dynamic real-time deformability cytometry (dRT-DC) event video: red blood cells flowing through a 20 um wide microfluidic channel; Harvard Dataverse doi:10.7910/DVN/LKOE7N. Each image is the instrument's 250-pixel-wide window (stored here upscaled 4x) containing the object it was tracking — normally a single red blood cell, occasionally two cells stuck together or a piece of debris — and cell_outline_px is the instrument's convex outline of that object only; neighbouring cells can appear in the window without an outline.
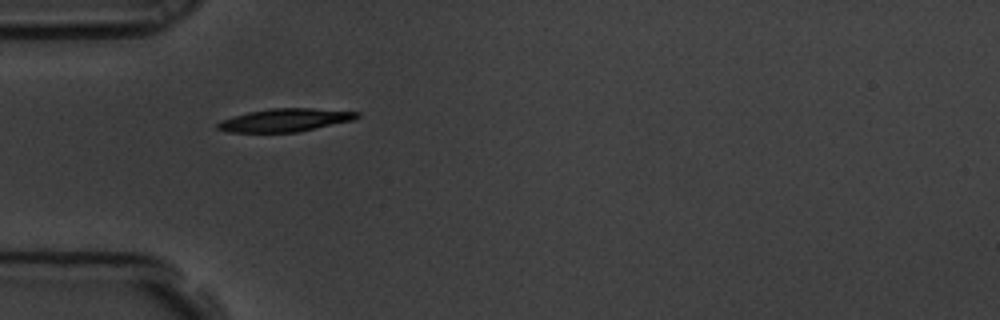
{"species": "common noctule bat (a hibernating species)", "species_latin": "Nyctalus noctula", "temperature_condition": "room temperature", "stored_images_in_passage": 3, "camera_frame_rate_fps": 3000, "um_per_image_px": 0.085, "animal": {"sex": "male", "body_mass_g": 19.5, "forearm_length_mm": 54.6}, "frame": {"image": 1, "passage_image": 1, "time_ms": 0.0, "image_size_px": [1000, 320], "cell_outline_px": [[360, 116], [352, 120], [300, 132], [228, 132], [216, 128], [216, 124], [220, 120], [232, 116], [248, 112], [272, 108], [312, 108], [360, 112]], "centroid_in_image_um": [24.21, 10.21], "position_along_channel_um": 60.8, "area_um2": 18.73}}
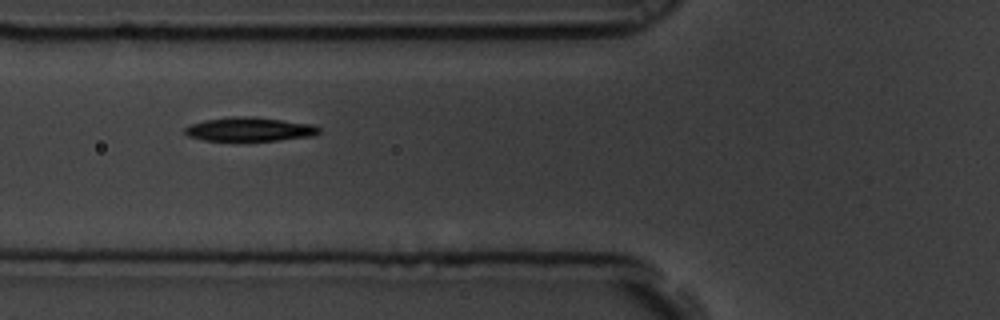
{"frame": {"image": 2, "passage_image": 2, "time_ms": 0.333, "image_size_px": [1000, 320], "cell_outline_px": [[320, 132], [316, 136], [280, 140], [204, 140], [188, 136], [184, 132], [184, 128], [192, 124], [204, 120], [236, 116], [252, 116], [284, 120], [312, 124], [320, 128]], "centroid_in_image_um": [21.26, 10.98], "position_along_channel_um": 104.5, "area_um2": 18.67}}
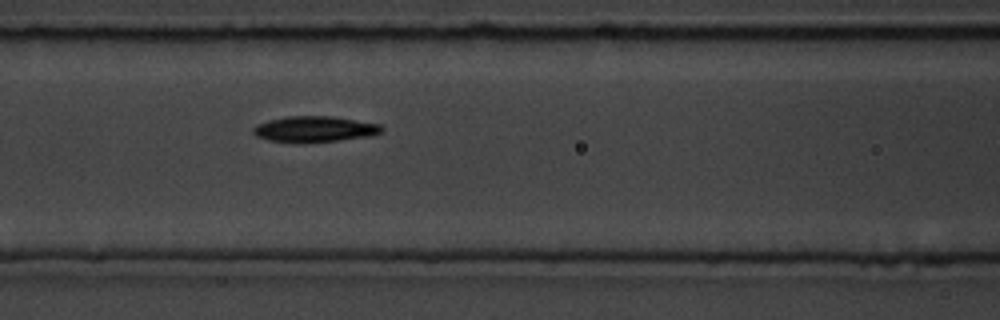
{"frame": {"image": 3, "passage_image": 3, "time_ms": 0.667, "image_size_px": [1000, 320], "cell_outline_px": [[384, 128], [380, 132], [372, 136], [336, 140], [296, 144], [268, 140], [256, 136], [252, 132], [252, 128], [256, 124], [268, 120], [288, 116], [332, 116], [380, 124]], "centroid_in_image_um": [26.69, 10.98], "position_along_channel_um": 139.9, "area_um2": 19.59}}